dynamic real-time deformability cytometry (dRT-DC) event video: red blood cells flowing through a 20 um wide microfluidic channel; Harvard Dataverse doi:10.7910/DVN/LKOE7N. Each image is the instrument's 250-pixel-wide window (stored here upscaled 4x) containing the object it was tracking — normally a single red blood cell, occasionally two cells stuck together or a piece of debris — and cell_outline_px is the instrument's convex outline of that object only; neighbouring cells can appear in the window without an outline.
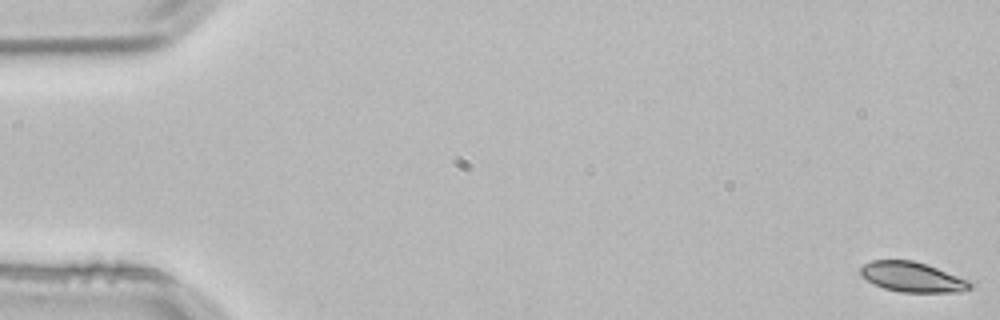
{"species": "common noctule bat (a hibernating species)", "species_latin": "Nyctalus noctula", "temperature_condition": "room temperature", "stored_images_in_passage": 5, "camera_frame_rate_fps": 3000, "um_per_image_px": 0.085, "animal": {"sex": "male", "body_mass_g": 21.5, "forearm_length_mm": 52.0}, "frame": {"image": 1, "passage_image": 1, "time_ms": 0.0, "image_size_px": [1000, 320], "cell_outline_px": [[972, 288], [960, 292], [900, 292], [884, 288], [860, 276], [860, 268], [864, 264], [872, 260], [912, 260], [936, 268], [968, 280], [972, 284]], "centroid_in_image_um": [77.53, 23.55], "position_along_channel_um": 7.5, "area_um2": 18.9}}
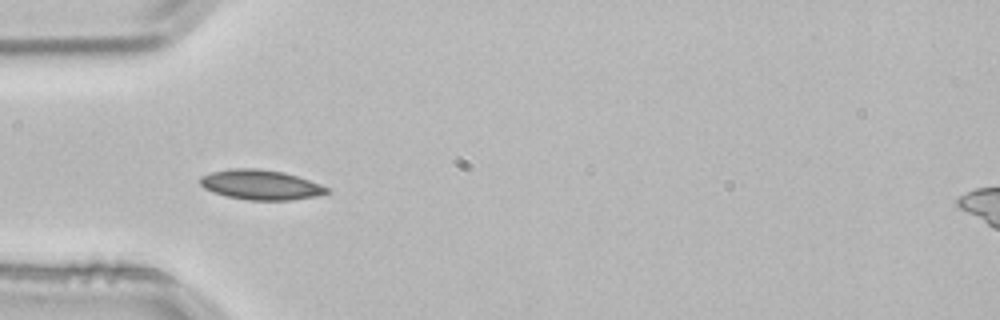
{"frame": {"image": 2, "passage_image": 4, "time_ms": 1.0, "image_size_px": [1000, 320], "cell_outline_px": [[328, 192], [316, 196], [292, 200], [248, 200], [228, 196], [212, 192], [204, 188], [200, 184], [200, 176], [212, 172], [228, 168], [256, 168], [284, 172], [320, 184], [328, 188]], "centroid_in_image_um": [22.12, 15.7], "position_along_channel_um": 62.9, "area_um2": 21.96}}